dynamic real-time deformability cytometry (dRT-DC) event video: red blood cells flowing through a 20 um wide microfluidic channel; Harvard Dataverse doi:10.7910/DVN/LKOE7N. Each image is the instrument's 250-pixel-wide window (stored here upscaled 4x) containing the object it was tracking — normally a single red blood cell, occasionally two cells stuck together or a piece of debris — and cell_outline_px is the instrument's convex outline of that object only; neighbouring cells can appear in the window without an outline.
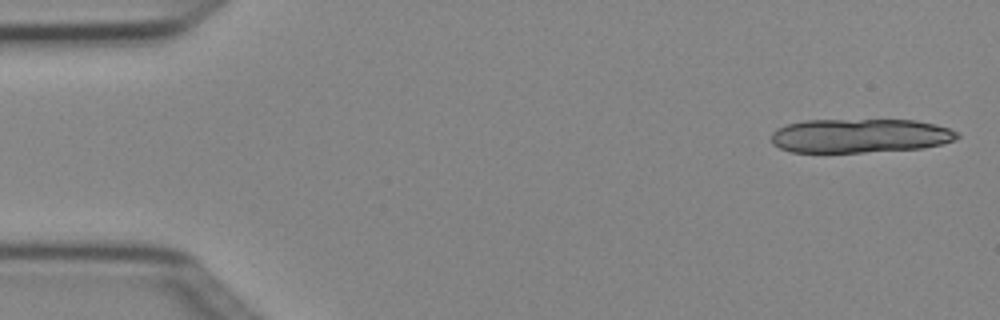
{"species": "Egyptian fruit bat (a non-hibernating species)", "species_latin": "Rousettus aegyptiacus", "temperature_condition": "cold", "stored_images_in_passage": 6, "camera_frame_rate_fps": 3000, "um_per_image_px": 0.085, "animal": {"sex": "female"}, "frame": {"image": 1, "passage_image": 1, "time_ms": 0.0, "image_size_px": [1000, 320], "cell_outline_px": [[960, 136], [956, 140], [940, 144], [920, 148], [864, 152], [792, 152], [780, 148], [772, 144], [772, 132], [776, 128], [788, 124], [804, 120], [916, 120], [936, 124], [960, 132]], "centroid_in_image_um": [73.11, 11.53], "position_along_channel_um": 11.9, "area_um2": 36.99}}
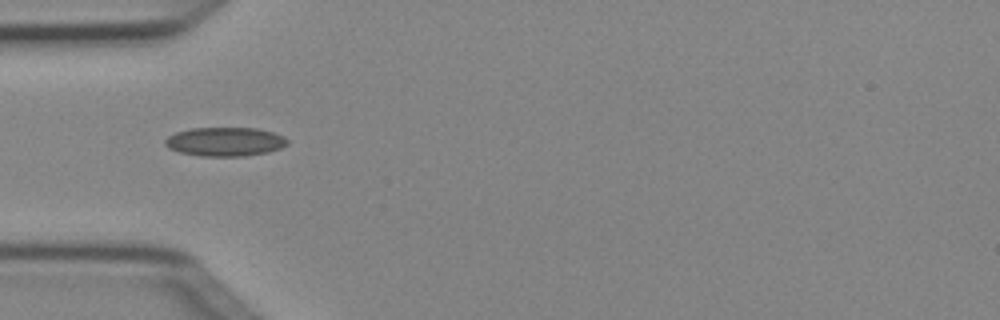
{"frame": {"image": 2, "passage_image": 5, "time_ms": 1.333, "image_size_px": [1000, 320], "cell_outline_px": [[288, 144], [280, 148], [268, 152], [244, 156], [200, 156], [180, 152], [168, 148], [164, 144], [164, 140], [168, 136], [176, 132], [192, 128], [256, 128], [272, 132], [284, 136], [288, 140]], "centroid_in_image_um": [19.12, 12.04], "position_along_channel_um": 65.9, "area_um2": 20.63}}
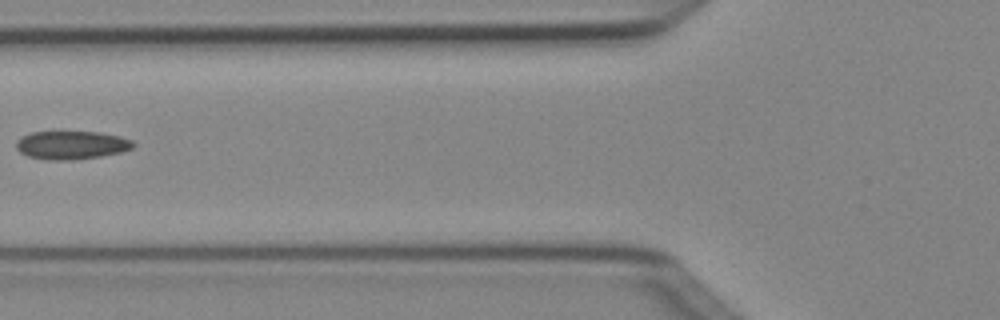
{"frame": {"image": 3, "passage_image": 6, "time_ms": 1.667, "image_size_px": [1000, 320], "cell_outline_px": [[136, 144], [132, 148], [120, 152], [100, 156], [72, 160], [48, 160], [28, 156], [20, 152], [16, 148], [16, 140], [20, 136], [32, 132], [100, 132], [120, 136], [132, 140]], "centroid_in_image_um": [6.06, 12.33], "position_along_channel_um": 119.7, "area_um2": 19.36}}